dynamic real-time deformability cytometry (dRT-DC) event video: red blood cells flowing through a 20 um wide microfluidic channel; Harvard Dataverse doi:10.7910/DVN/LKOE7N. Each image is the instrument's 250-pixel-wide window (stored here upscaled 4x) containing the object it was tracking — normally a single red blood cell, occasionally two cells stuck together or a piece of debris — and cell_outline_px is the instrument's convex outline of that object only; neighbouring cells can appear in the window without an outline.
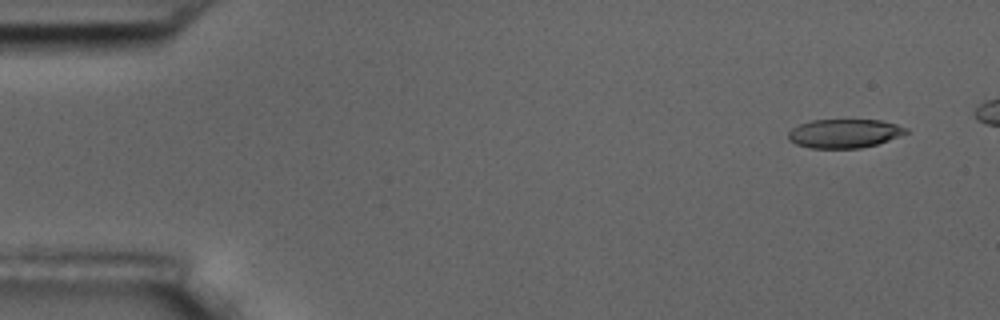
{"species": "common noctule bat (a hibernating species)", "species_latin": "Nyctalus noctula", "temperature_condition": "room temperature", "stored_images_in_passage": 6, "camera_frame_rate_fps": 3000, "um_per_image_px": 0.085, "animal": {"sex": "male", "body_mass_g": 17.5, "forearm_length_mm": 52.3}, "frame": {"image": 1, "passage_image": 1, "time_ms": 0.0, "image_size_px": [1000, 320], "cell_outline_px": [[908, 132], [888, 140], [876, 144], [860, 148], [808, 148], [796, 144], [788, 140], [788, 132], [792, 128], [800, 124], [812, 120], [880, 120], [896, 124], [908, 128]], "centroid_in_image_um": [71.74, 11.34], "position_along_channel_um": 13.3, "area_um2": 19.71}}